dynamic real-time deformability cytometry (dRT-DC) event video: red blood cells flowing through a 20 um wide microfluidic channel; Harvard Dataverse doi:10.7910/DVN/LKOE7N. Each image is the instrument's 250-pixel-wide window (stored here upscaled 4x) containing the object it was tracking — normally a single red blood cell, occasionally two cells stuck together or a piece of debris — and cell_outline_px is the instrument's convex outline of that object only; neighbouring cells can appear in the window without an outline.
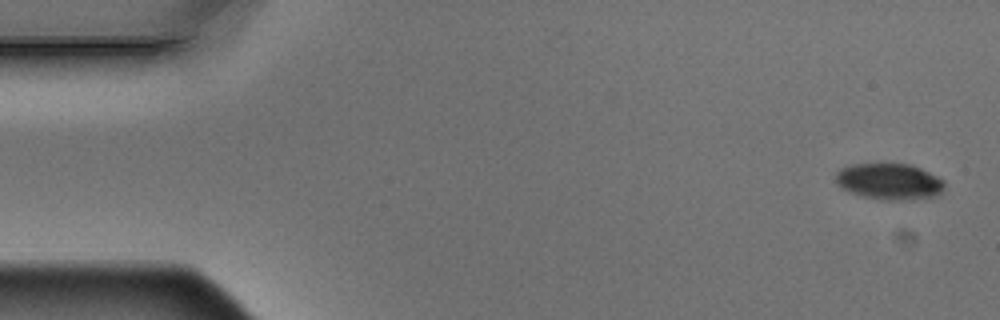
{"species": "Egyptian fruit bat (a non-hibernating species)", "species_latin": "Rousettus aegyptiacus", "temperature_condition": "warm", "stored_images_in_passage": 5, "camera_frame_rate_fps": 3000, "um_per_image_px": 0.085, "animal": {"sex": "male"}, "frame": {"image": 1, "passage_image": 1, "time_ms": 0.0, "image_size_px": [1000, 320], "cell_outline_px": [[944, 188], [936, 196], [908, 200], [884, 200], [864, 196], [848, 192], [840, 188], [836, 184], [836, 172], [840, 168], [852, 164], [880, 160], [912, 164], [944, 180]], "centroid_in_image_um": [75.54, 15.37], "position_along_channel_um": 9.5, "area_um2": 23.93}}
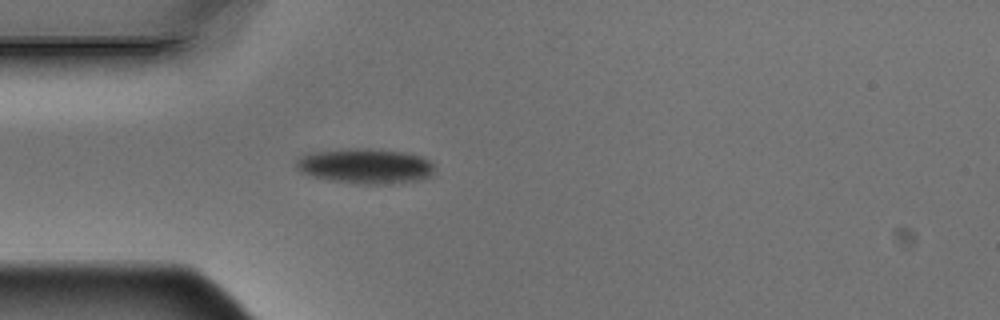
{"frame": {"image": 2, "passage_image": 5, "time_ms": 1.333, "image_size_px": [1000, 320], "cell_outline_px": [[436, 168], [432, 176], [420, 180], [380, 184], [368, 184], [328, 180], [312, 176], [300, 172], [296, 168], [296, 160], [300, 156], [308, 152], [340, 148], [368, 148], [404, 152], [424, 156], [432, 160], [436, 164]], "centroid_in_image_um": [31.09, 14.09], "position_along_channel_um": 53.9, "area_um2": 28.96}}